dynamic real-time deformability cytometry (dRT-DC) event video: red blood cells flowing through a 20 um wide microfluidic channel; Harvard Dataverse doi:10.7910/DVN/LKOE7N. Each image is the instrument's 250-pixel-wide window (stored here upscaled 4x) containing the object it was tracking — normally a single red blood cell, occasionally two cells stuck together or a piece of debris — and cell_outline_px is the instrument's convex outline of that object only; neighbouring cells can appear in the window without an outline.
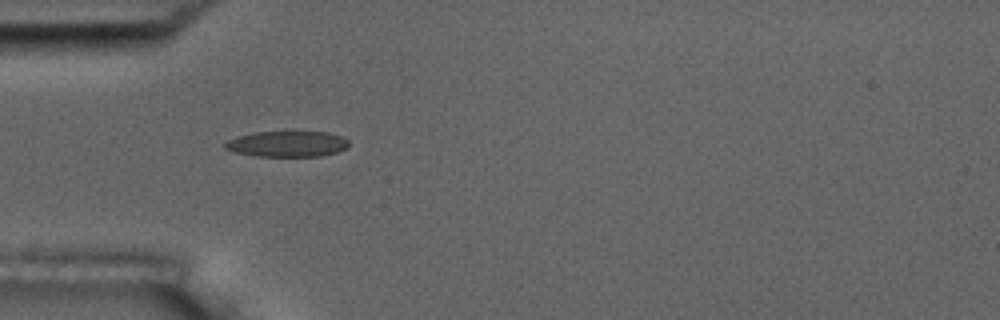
{"species": "common noctule bat (a hibernating species)", "species_latin": "Nyctalus noctula", "temperature_condition": "room temperature", "stored_images_in_passage": 9, "camera_frame_rate_fps": 3000, "um_per_image_px": 0.085, "animal": {"sex": "male", "body_mass_g": 17.5, "forearm_length_mm": 52.3}, "frame": {"image": 1, "passage_image": 1, "time_ms": 0.0, "image_size_px": [1000, 320], "cell_outline_px": [[348, 144], [344, 148], [336, 152], [320, 156], [256, 156], [236, 152], [224, 148], [224, 144], [228, 140], [236, 136], [256, 132], [292, 128], [328, 132], [340, 136], [348, 140]], "centroid_in_image_um": [24.4, 12.17], "position_along_channel_um": 60.6, "area_um2": 19.42}}
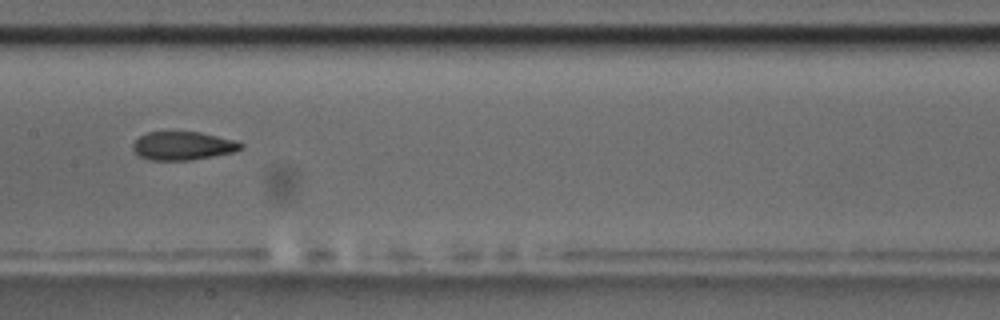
{"frame": {"image": 2, "passage_image": 4, "time_ms": 3.667, "image_size_px": [1000, 320], "cell_outline_px": [[244, 144], [240, 148], [232, 152], [192, 160], [148, 160], [140, 156], [132, 148], [132, 144], [140, 136], [148, 132], [200, 132], [236, 140]], "centroid_in_image_um": [15.53, 12.39], "position_along_channel_um": 191.9, "area_um2": 17.74}}
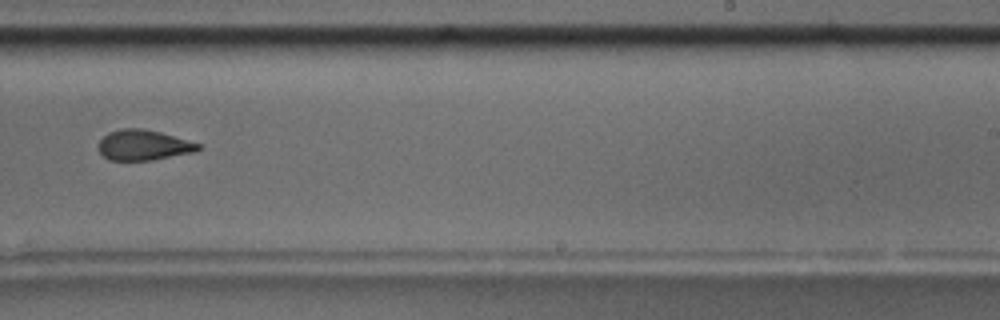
{"frame": {"image": 3, "passage_image": 6, "time_ms": 6.0, "image_size_px": [1000, 320], "cell_outline_px": [[200, 148], [196, 152], [152, 160], [108, 160], [100, 152], [100, 140], [108, 132], [120, 128], [144, 128], [160, 132], [200, 144]], "centroid_in_image_um": [12.2, 12.33], "position_along_channel_um": 276.8, "area_um2": 17.57}}